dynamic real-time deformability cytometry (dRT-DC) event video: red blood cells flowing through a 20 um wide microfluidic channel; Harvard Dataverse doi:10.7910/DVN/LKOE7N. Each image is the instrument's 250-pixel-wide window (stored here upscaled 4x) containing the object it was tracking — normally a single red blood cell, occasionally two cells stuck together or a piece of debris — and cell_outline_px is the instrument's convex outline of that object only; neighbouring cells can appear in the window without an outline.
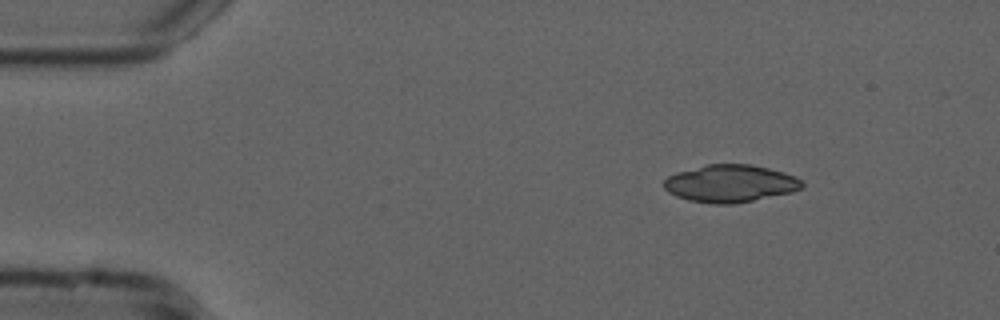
{"species": "common noctule bat (a hibernating species)", "species_latin": "Nyctalus noctula", "temperature_condition": "cold", "stored_images_in_passage": 47, "camera_frame_rate_fps": 3000, "um_per_image_px": 0.085, "animal": {"sex": "male", "forearm_length_mm": 52.5}, "frame": {"image": 1, "passage_image": 1, "time_ms": 0.0, "image_size_px": [1000, 320], "cell_outline_px": [[804, 188], [792, 192], [736, 204], [716, 204], [688, 200], [676, 196], [668, 192], [664, 188], [664, 180], [668, 176], [676, 172], [704, 164], [752, 164], [784, 172], [796, 176], [804, 184]], "centroid_in_image_um": [62.08, 15.59], "position_along_channel_um": 22.9, "area_um2": 30.4}}